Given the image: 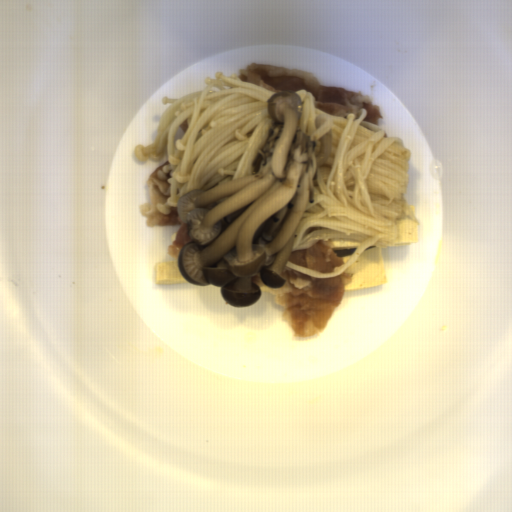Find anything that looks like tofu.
<instances>
[{
    "instance_id": "1",
    "label": "tofu",
    "mask_w": 512,
    "mask_h": 512,
    "mask_svg": "<svg viewBox=\"0 0 512 512\" xmlns=\"http://www.w3.org/2000/svg\"><path fill=\"white\" fill-rule=\"evenodd\" d=\"M343 273L353 274L351 284L345 290H355L387 284L388 276L384 266L382 247L365 249Z\"/></svg>"
},
{
    "instance_id": "2",
    "label": "tofu",
    "mask_w": 512,
    "mask_h": 512,
    "mask_svg": "<svg viewBox=\"0 0 512 512\" xmlns=\"http://www.w3.org/2000/svg\"><path fill=\"white\" fill-rule=\"evenodd\" d=\"M154 276L157 285H174L189 283L182 275L178 261H162L154 265Z\"/></svg>"
},
{
    "instance_id": "3",
    "label": "tofu",
    "mask_w": 512,
    "mask_h": 512,
    "mask_svg": "<svg viewBox=\"0 0 512 512\" xmlns=\"http://www.w3.org/2000/svg\"><path fill=\"white\" fill-rule=\"evenodd\" d=\"M396 224L398 226V237L393 242L385 246H407L419 243V224L414 223L405 216L396 220Z\"/></svg>"
},
{
    "instance_id": "4",
    "label": "tofu",
    "mask_w": 512,
    "mask_h": 512,
    "mask_svg": "<svg viewBox=\"0 0 512 512\" xmlns=\"http://www.w3.org/2000/svg\"><path fill=\"white\" fill-rule=\"evenodd\" d=\"M353 254H354V252H353V253L342 254V255L338 256V257H340V258H341V260H342L344 263H343V265H342L341 267H337V266H336L335 268H333V271H332V272H330V274H331V273H333V272H336V271H338V270H341V269L345 266V264H346V263L351 259V257L353 256Z\"/></svg>"
}]
</instances>
